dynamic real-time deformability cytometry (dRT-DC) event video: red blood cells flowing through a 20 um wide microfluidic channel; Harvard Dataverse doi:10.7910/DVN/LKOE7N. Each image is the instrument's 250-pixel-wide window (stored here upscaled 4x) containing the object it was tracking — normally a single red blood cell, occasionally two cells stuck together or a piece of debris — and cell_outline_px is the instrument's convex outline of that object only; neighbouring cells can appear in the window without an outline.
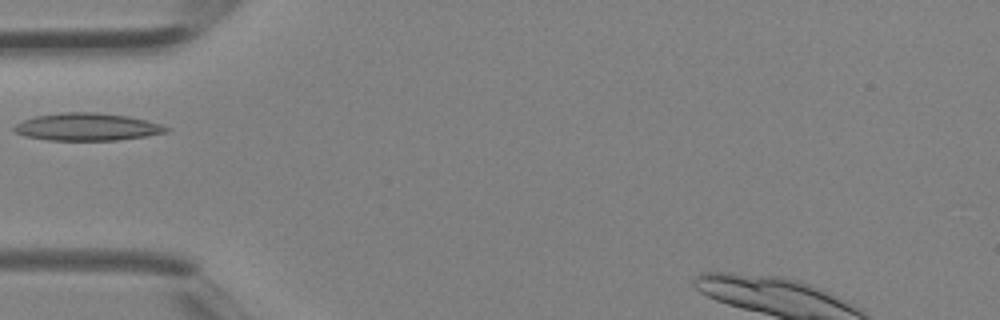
{"species": "Egyptian fruit bat (a non-hibernating species)", "species_latin": "Rousettus aegyptiacus", "temperature_condition": "room temperature", "stored_images_in_passage": 3, "camera_frame_rate_fps": 3000, "um_per_image_px": 0.085, "animal": {"sex": "female"}, "frame": {"image": 1, "passage_image": 3, "time_ms": 0.667, "image_size_px": [1000, 320], "cell_outline_px": [[172, 128], [168, 132], [144, 136], [116, 140], [48, 140], [24, 136], [16, 132], [12, 128], [16, 124], [24, 120], [36, 116], [60, 112], [96, 112], [128, 116], [160, 124]], "centroid_in_image_um": [7.4, 10.78], "position_along_channel_um": 77.6, "area_um2": 24.28}}